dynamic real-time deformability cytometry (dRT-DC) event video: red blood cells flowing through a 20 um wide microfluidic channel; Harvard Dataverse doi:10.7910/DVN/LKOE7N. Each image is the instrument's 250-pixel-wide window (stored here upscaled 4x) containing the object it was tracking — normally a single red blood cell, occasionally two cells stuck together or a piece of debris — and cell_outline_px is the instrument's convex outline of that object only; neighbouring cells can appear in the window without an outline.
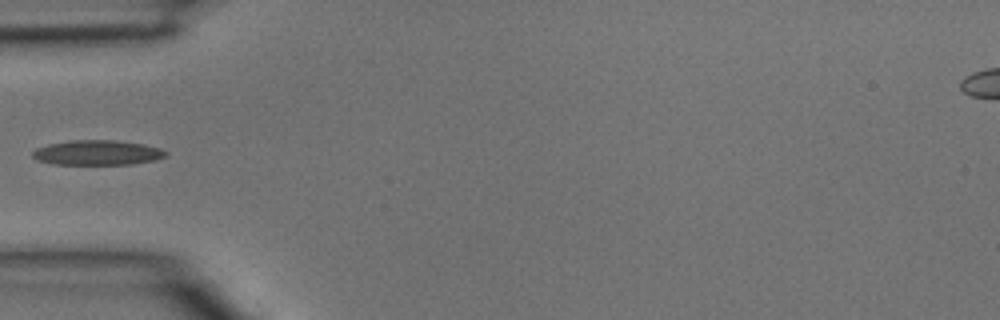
{"species": "common noctule bat (a hibernating species)", "species_latin": "Nyctalus noctula", "temperature_condition": "room temperature", "stored_images_in_passage": 3, "camera_frame_rate_fps": 3000, "um_per_image_px": 0.085, "animal": {"sex": "male", "body_mass_g": 15.6}, "frame": {"image": 1, "passage_image": 3, "time_ms": 0.667, "image_size_px": [1000, 320], "cell_outline_px": [[168, 156], [156, 160], [132, 164], [56, 164], [40, 160], [32, 156], [32, 152], [36, 148], [48, 144], [72, 140], [112, 140], [144, 144], [160, 148], [168, 152]], "centroid_in_image_um": [8.33, 12.97], "position_along_channel_um": 76.7, "area_um2": 19.25}}